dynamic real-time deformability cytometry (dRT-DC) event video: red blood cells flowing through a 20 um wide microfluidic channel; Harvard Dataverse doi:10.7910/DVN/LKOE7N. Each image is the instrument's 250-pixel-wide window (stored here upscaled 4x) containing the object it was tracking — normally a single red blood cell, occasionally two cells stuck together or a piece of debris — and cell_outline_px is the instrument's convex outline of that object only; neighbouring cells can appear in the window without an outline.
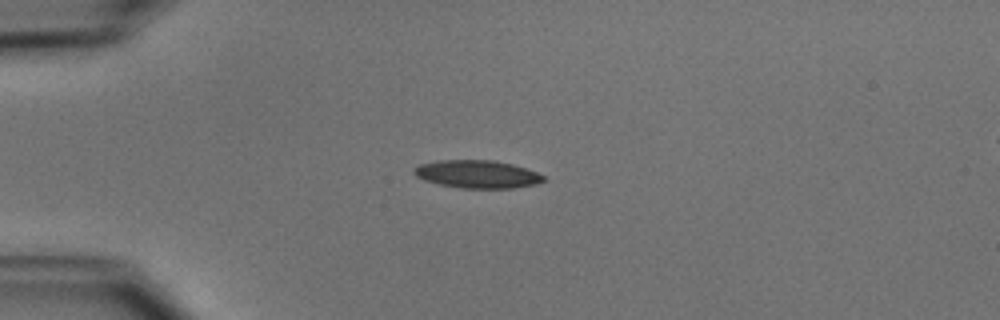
{"species": "common noctule bat (a hibernating species)", "species_latin": "Nyctalus noctula", "temperature_condition": "cold", "stored_images_in_passage": 8, "camera_frame_rate_fps": 3000, "um_per_image_px": 0.085, "animal": {"sex": "male", "body_mass_g": 15.6}, "frame": {"image": 1, "passage_image": 1, "time_ms": 0.0, "image_size_px": [1000, 320], "cell_outline_px": [[544, 180], [536, 184], [512, 188], [460, 188], [440, 184], [424, 180], [416, 176], [412, 172], [412, 168], [420, 164], [436, 160], [492, 160], [512, 164], [536, 172], [544, 176]], "centroid_in_image_um": [40.51, 14.8], "position_along_channel_um": 44.5, "area_um2": 20.98}}